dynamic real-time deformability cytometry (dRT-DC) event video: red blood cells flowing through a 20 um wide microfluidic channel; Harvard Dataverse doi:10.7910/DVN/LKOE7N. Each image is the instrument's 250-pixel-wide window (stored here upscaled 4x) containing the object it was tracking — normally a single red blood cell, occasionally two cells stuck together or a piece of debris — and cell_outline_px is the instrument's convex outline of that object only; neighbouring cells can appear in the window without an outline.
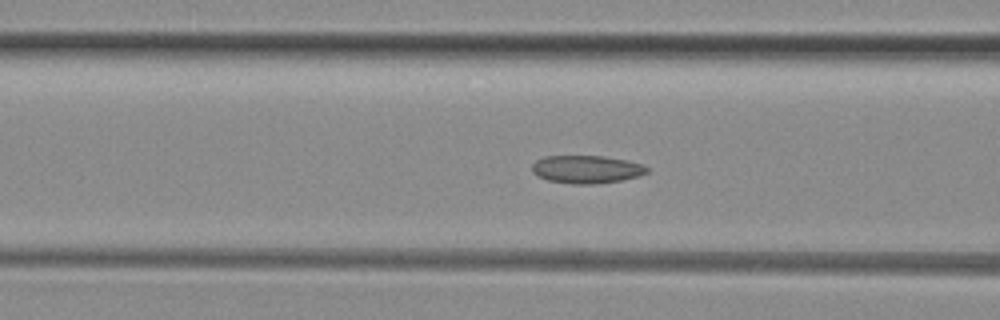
{"species": "common noctule bat (a hibernating species)", "species_latin": "Nyctalus noctula", "temperature_condition": "room temperature", "stored_images_in_passage": 51, "camera_frame_rate_fps": 3000, "um_per_image_px": 0.085, "animal": {"sex": "female", "body_mass_g": 29.2, "forearm_length_mm": 56.3}, "frame": {"image": 1, "passage_image": 19, "time_ms": 6.0, "image_size_px": [1000, 320], "cell_outline_px": [[648, 172], [640, 176], [620, 180], [596, 184], [572, 184], [548, 180], [532, 172], [532, 164], [536, 160], [544, 156], [604, 156], [628, 160], [644, 164], [648, 168]], "centroid_in_image_um": [49.88, 14.38], "position_along_channel_um": 116.7, "area_um2": 18.79}}
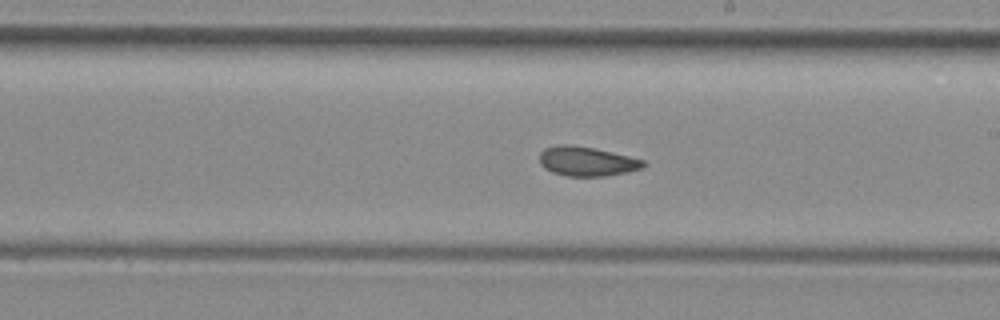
{"frame": {"image": 2, "passage_image": 28, "time_ms": 9.0, "image_size_px": [1000, 320], "cell_outline_px": [[648, 164], [644, 168], [628, 172], [608, 176], [568, 176], [552, 172], [544, 168], [540, 164], [540, 152], [544, 148], [556, 144], [568, 144], [592, 148], [628, 156], [644, 160]], "centroid_in_image_um": [49.88, 13.72], "position_along_channel_um": 239.1, "area_um2": 17.92}}
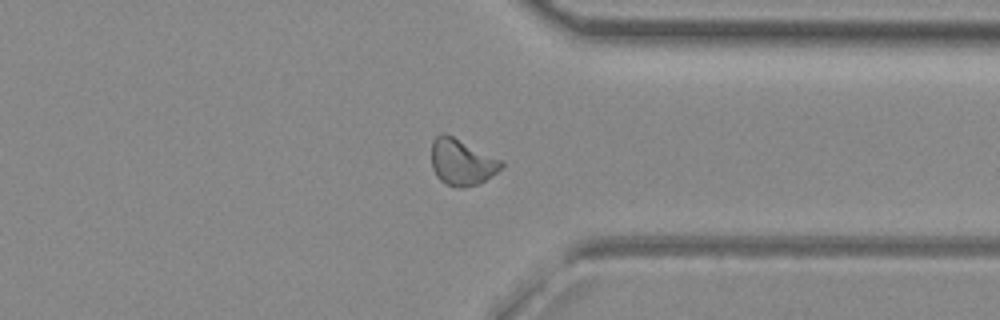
{"frame": {"image": 3, "passage_image": 38, "time_ms": 12.333, "image_size_px": [1000, 320], "cell_outline_px": [[504, 164], [496, 172], [480, 184], [464, 188], [456, 188], [444, 184], [436, 176], [432, 168], [432, 140], [440, 132], [444, 132], [504, 160]], "centroid_in_image_um": [39.25, 13.78], "position_along_channel_um": 372.2, "area_um2": 19.19}, "authors_computed_cell_mechanics": {"area_um2": 18.7272, "velocity_mm_per_s": 4.0885, "shape_relaxation_time_tau1_ms": null, "shape_relaxation_time_tau2_ms": 2.1615, "deformation_change_tau1": null, "deformation_change_tau2": 0.0862}}